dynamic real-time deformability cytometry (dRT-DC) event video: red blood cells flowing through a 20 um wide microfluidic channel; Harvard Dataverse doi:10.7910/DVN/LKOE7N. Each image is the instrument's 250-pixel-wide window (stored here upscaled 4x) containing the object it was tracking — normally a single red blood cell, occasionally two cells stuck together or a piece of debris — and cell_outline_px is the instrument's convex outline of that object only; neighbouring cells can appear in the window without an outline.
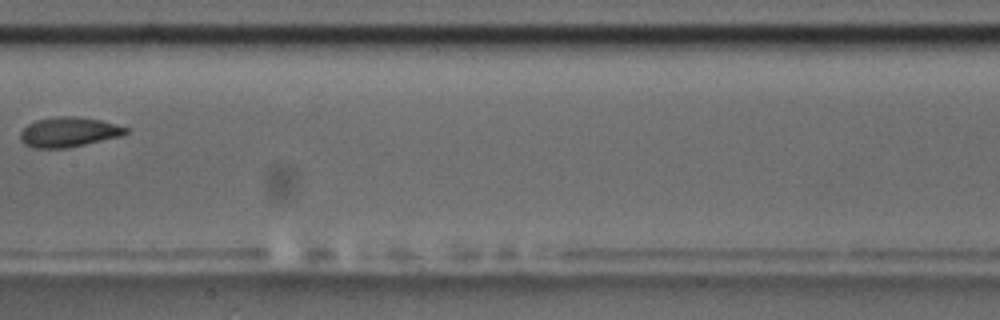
{"species": "common noctule bat (a hibernating species)", "species_latin": "Nyctalus noctula", "temperature_condition": "room temperature", "stored_images_in_passage": 11, "camera_frame_rate_fps": 3000, "um_per_image_px": 0.085, "animal": {"sex": "male", "body_mass_g": 17.5, "forearm_length_mm": 52.3}, "frame": {"image": 1, "passage_image": 10, "time_ms": 10.333, "image_size_px": [1000, 320], "cell_outline_px": [[128, 132], [120, 136], [68, 148], [32, 148], [24, 144], [20, 140], [20, 132], [28, 124], [36, 120], [56, 116], [76, 116], [100, 120], [116, 124], [128, 128]], "centroid_in_image_um": [5.81, 11.22], "position_along_channel_um": 201.6, "area_um2": 18.38}}
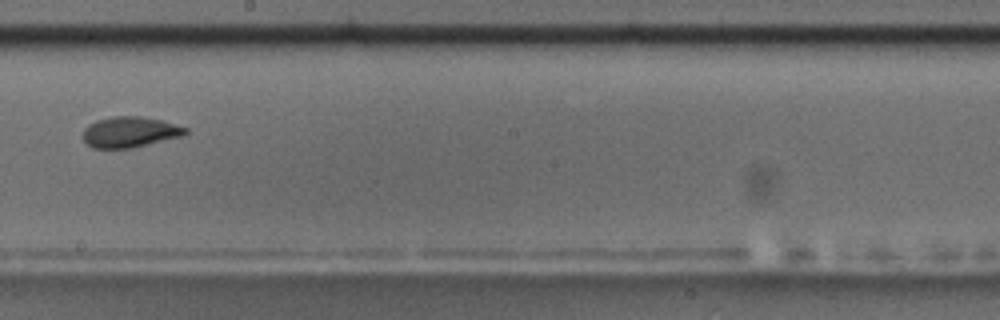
{"frame": {"image": 2, "passage_image": 11, "time_ms": 11.333, "image_size_px": [1000, 320], "cell_outline_px": [[188, 132], [184, 136], [132, 148], [92, 148], [84, 140], [84, 128], [88, 124], [96, 120], [112, 116], [140, 116], [160, 120], [188, 128]], "centroid_in_image_um": [11.05, 11.22], "position_along_channel_um": 237.2, "area_um2": 18.38}}